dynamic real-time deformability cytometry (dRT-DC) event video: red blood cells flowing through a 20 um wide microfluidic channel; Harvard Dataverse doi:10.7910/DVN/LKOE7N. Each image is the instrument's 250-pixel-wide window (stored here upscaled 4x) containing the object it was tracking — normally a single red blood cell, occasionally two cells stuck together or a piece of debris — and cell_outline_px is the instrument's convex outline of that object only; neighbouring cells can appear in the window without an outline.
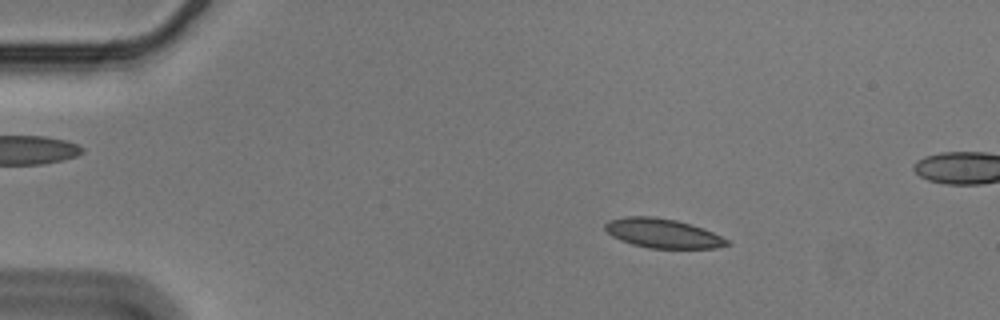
{"species": "Egyptian fruit bat (a non-hibernating species)", "species_latin": "Rousettus aegyptiacus", "temperature_condition": "cold", "stored_images_in_passage": 54, "camera_frame_rate_fps": 3000, "um_per_image_px": 0.085, "animal": {"sex": "male"}, "frame": {"image": 1, "passage_image": 9, "time_ms": 2.667, "image_size_px": [1000, 320], "cell_outline_px": [[732, 244], [716, 248], [648, 248], [632, 244], [620, 240], [612, 236], [604, 228], [604, 224], [608, 220], [624, 216], [652, 216], [676, 220], [692, 224], [704, 228], [728, 240]], "centroid_in_image_um": [56.32, 19.82], "position_along_channel_um": 28.7, "area_um2": 20.92}}
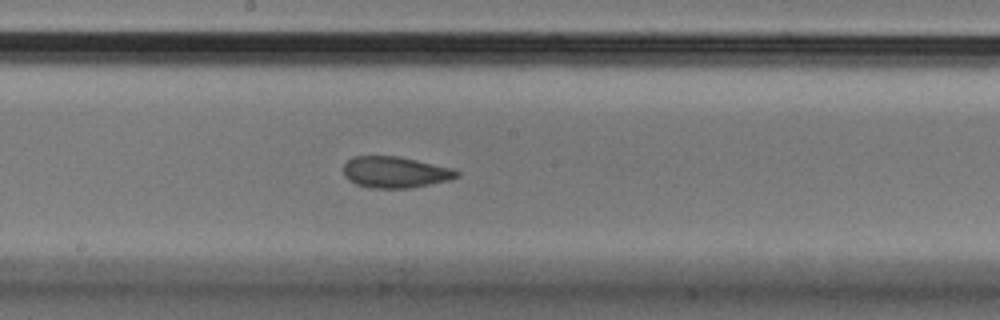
{"frame": {"image": 2, "passage_image": 30, "time_ms": 9.667, "image_size_px": [1000, 320], "cell_outline_px": [[460, 176], [448, 180], [408, 188], [372, 188], [356, 184], [348, 180], [344, 176], [344, 164], [352, 156], [396, 156], [456, 168], [460, 172]], "centroid_in_image_um": [33.6, 14.63], "position_along_channel_um": 214.6, "area_um2": 20.69}}
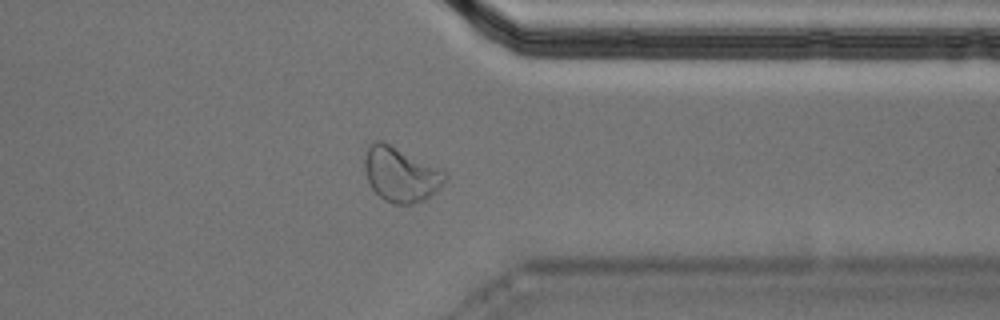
{"frame": {"image": 3, "passage_image": 44, "time_ms": 14.333, "image_size_px": [1000, 320], "cell_outline_px": [[448, 176], [440, 188], [436, 192], [424, 200], [412, 204], [392, 204], [384, 200], [372, 188], [368, 180], [364, 168], [364, 156], [368, 144], [376, 140], [384, 140], [444, 172]], "centroid_in_image_um": [34.02, 14.82], "position_along_channel_um": 377.4, "area_um2": 25.55}}